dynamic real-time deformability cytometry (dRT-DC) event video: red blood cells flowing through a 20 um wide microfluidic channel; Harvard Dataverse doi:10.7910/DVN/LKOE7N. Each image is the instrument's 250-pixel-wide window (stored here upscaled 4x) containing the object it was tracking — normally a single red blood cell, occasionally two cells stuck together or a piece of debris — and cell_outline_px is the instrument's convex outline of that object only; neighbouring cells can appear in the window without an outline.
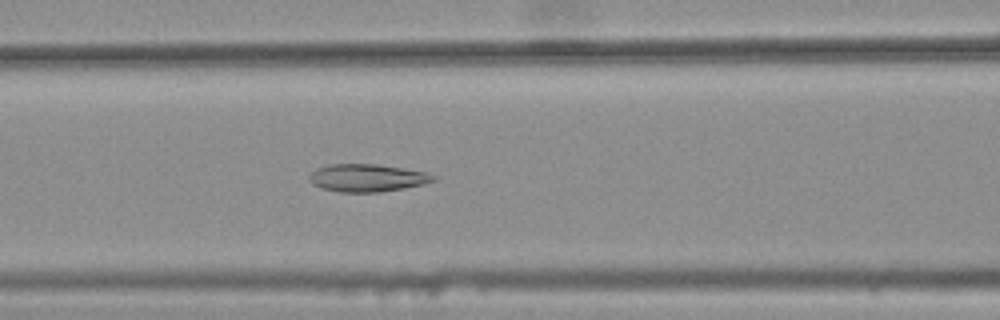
{"species": "common noctule bat (a hibernating species)", "species_latin": "Nyctalus noctula", "temperature_condition": "warm", "stored_images_in_passage": 42, "camera_frame_rate_fps": 3000, "um_per_image_px": 0.085, "animal": {"sex": "female", "body_mass_g": 25.1}, "frame": {"image": 1, "passage_image": 18, "time_ms": 5.667, "image_size_px": [1000, 320], "cell_outline_px": [[436, 180], [424, 184], [404, 188], [380, 192], [340, 192], [320, 188], [312, 184], [308, 180], [308, 176], [316, 168], [332, 164], [376, 164], [428, 172], [436, 176]], "centroid_in_image_um": [31.2, 15.12], "position_along_channel_um": 135.4, "area_um2": 20.11}}
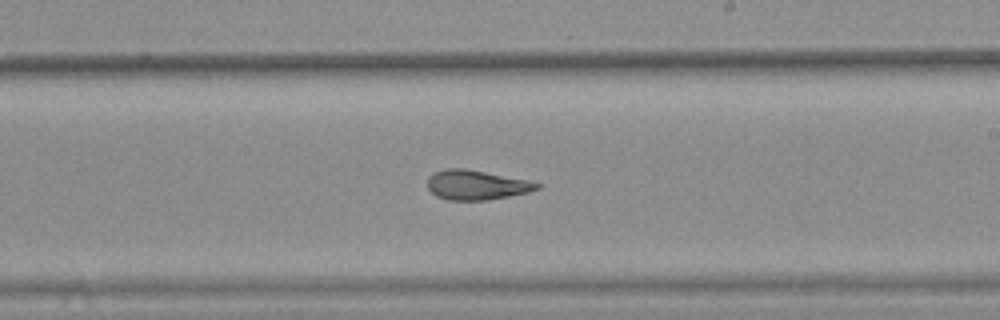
{"frame": {"image": 2, "passage_image": 27, "time_ms": 8.667, "image_size_px": [1000, 320], "cell_outline_px": [[540, 188], [528, 192], [488, 200], [448, 200], [436, 196], [428, 188], [428, 176], [432, 172], [444, 168], [464, 168], [528, 180], [540, 184]], "centroid_in_image_um": [40.45, 15.71], "position_along_channel_um": 248.5, "area_um2": 18.9}}
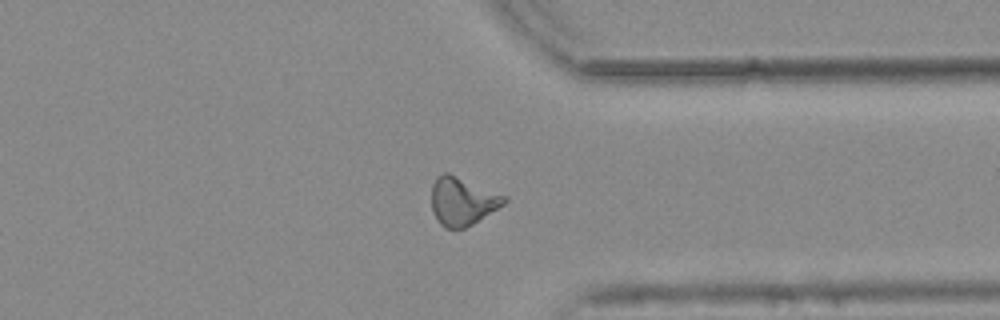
{"frame": {"image": 3, "passage_image": 37, "time_ms": 12.0, "image_size_px": [1000, 320], "cell_outline_px": [[508, 200], [504, 204], [472, 224], [464, 228], [444, 228], [436, 220], [432, 212], [432, 184], [436, 176], [444, 172], [448, 172], [508, 196]], "centroid_in_image_um": [39.29, 17.09], "position_along_channel_um": 372.1, "area_um2": 20.52}, "authors_computed_cell_mechanics": {"area_um2": 19.5364, "velocity_mm_per_s": 3.7804, "shape_relaxation_time_tau1_ms": null, "shape_relaxation_time_tau2_ms": 2.3111, "deformation_change_tau1": null, "deformation_change_tau2": 0.1102}}